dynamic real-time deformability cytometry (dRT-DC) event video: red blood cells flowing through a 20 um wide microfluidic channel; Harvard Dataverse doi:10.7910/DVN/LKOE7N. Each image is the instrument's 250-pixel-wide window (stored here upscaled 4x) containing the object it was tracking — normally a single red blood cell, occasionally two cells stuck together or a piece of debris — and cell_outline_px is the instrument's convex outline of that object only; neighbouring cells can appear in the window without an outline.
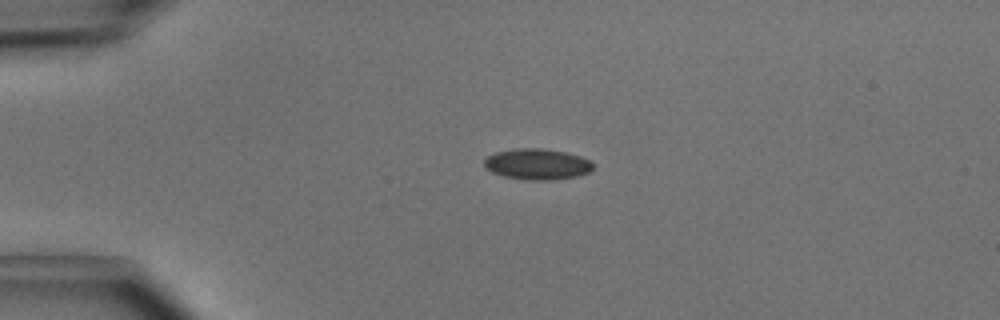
{"species": "common noctule bat (a hibernating species)", "species_latin": "Nyctalus noctula", "temperature_condition": "cold", "stored_images_in_passage": 8, "camera_frame_rate_fps": 3000, "um_per_image_px": 0.085, "animal": {"sex": "male", "body_mass_g": 15.6}, "frame": {"image": 1, "passage_image": 1, "time_ms": 0.0, "image_size_px": [1000, 320], "cell_outline_px": [[592, 168], [588, 172], [576, 176], [548, 180], [528, 180], [504, 176], [492, 172], [484, 168], [484, 160], [488, 156], [496, 152], [516, 148], [540, 148], [564, 152], [580, 156], [588, 160], [592, 164]], "centroid_in_image_um": [45.61, 13.95], "position_along_channel_um": 39.4, "area_um2": 19.36}}
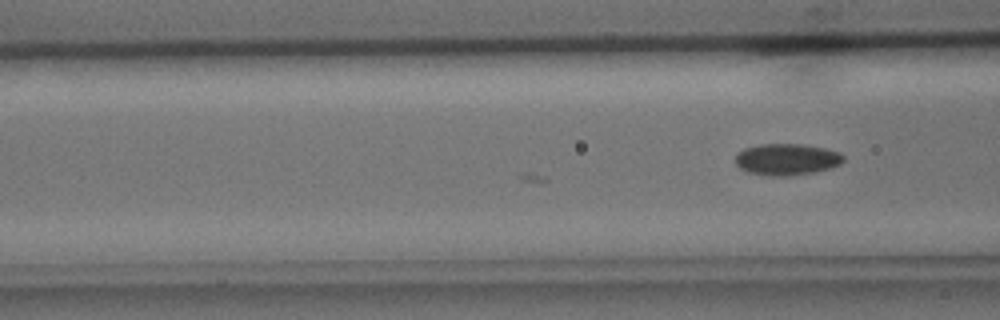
{"frame": {"image": 2, "passage_image": 8, "time_ms": 2.333, "image_size_px": [1000, 320], "cell_outline_px": [[844, 160], [840, 164], [816, 172], [788, 176], [768, 176], [748, 172], [740, 168], [736, 164], [736, 152], [744, 148], [760, 144], [800, 144], [824, 148], [840, 152], [844, 156]], "centroid_in_image_um": [66.86, 13.55], "position_along_channel_um": 99.7, "area_um2": 19.94}}